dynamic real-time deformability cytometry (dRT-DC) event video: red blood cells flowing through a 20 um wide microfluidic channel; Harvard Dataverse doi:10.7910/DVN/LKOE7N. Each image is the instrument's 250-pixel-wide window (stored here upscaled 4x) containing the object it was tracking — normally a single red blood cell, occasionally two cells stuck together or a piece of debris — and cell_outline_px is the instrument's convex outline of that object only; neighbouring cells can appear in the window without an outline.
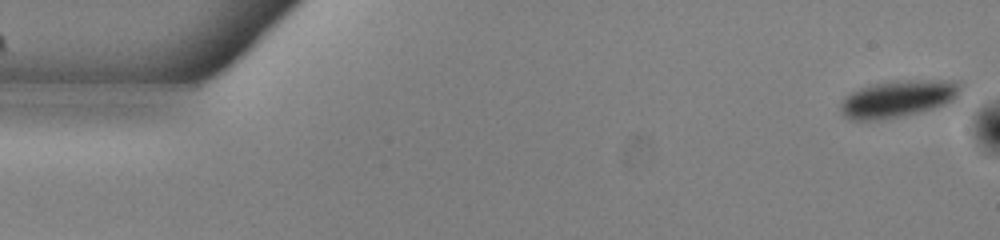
{"species": "common noctule bat (a hibernating species)", "species_latin": "Nyctalus noctula", "temperature_condition": "warm", "stored_images_in_passage": 53, "camera_frame_rate_fps": 3000, "um_per_image_px": 0.085, "animal": {"sex": "male", "body_mass_g": 13.0, "forearm_length_mm": 53.1}, "frame": {"image": 1, "passage_image": 1, "time_ms": 0.0, "image_size_px": [1000, 240], "cell_outline_px": [[964, 84], [956, 100], [932, 108], [900, 116], [868, 120], [852, 120], [844, 116], [840, 112], [840, 104], [844, 96], [860, 88], [872, 84], [896, 80], [960, 80]], "centroid_in_image_um": [76.36, 8.36], "position_along_channel_um": 8.6, "area_um2": 25.95}}
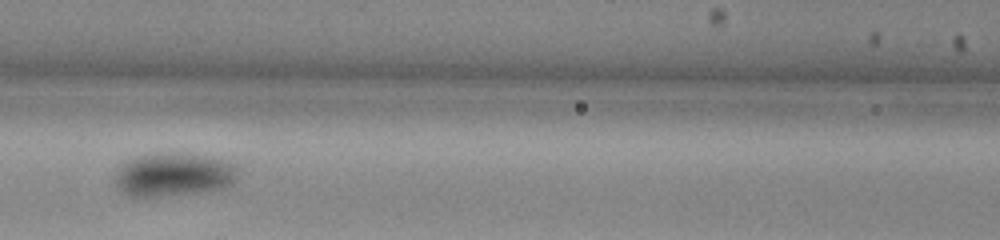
{"frame": {"image": 2, "passage_image": 23, "time_ms": 7.333, "image_size_px": [1000, 240], "cell_outline_px": [[236, 180], [232, 184], [224, 188], [208, 192], [136, 200], [124, 192], [116, 184], [116, 168], [128, 160], [136, 156], [160, 152], [184, 152], [224, 160], [236, 164]], "centroid_in_image_um": [14.74, 14.87], "position_along_channel_um": 151.9, "area_um2": 32.25}}
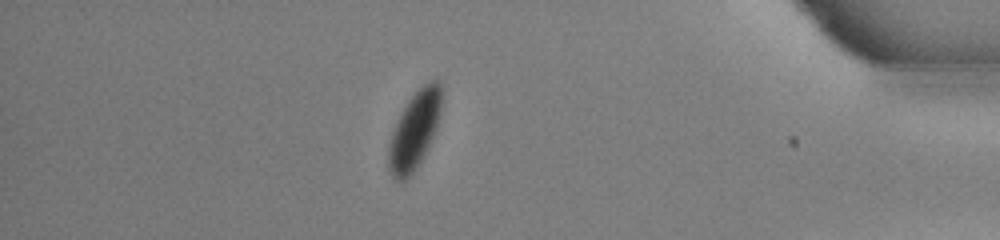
{"frame": {"image": 3, "passage_image": 46, "time_ms": 15.0, "image_size_px": [1000, 240], "cell_outline_px": [[440, 116], [436, 132], [428, 148], [416, 168], [400, 184], [392, 176], [388, 168], [388, 148], [392, 132], [396, 120], [404, 104], [428, 80], [440, 80]], "centroid_in_image_um": [35.22, 11.09], "position_along_channel_um": 400.0, "area_um2": 24.04}}